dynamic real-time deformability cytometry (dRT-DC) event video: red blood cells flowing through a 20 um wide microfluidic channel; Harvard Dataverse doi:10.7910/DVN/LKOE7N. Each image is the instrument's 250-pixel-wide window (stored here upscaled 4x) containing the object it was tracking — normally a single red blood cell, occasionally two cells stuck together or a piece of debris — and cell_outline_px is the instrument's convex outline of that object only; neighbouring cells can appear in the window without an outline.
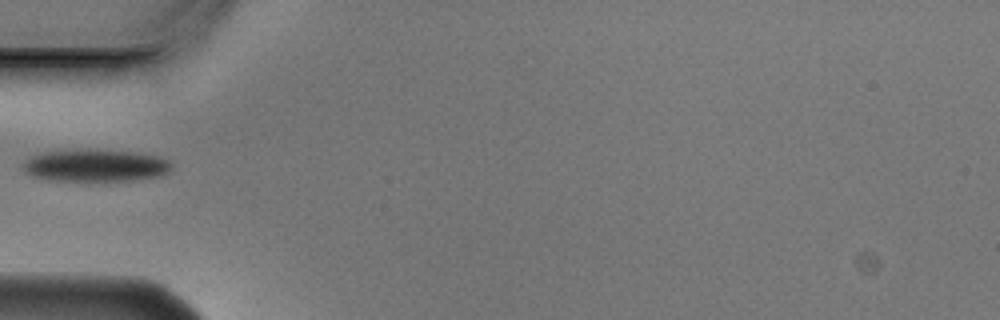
{"species": "Egyptian fruit bat (a non-hibernating species)", "species_latin": "Rousettus aegyptiacus", "temperature_condition": "cold", "stored_images_in_passage": 2, "camera_frame_rate_fps": 3000, "um_per_image_px": 0.085, "animal": {"sex": "male"}, "frame": {"image": 1, "passage_image": 1, "time_ms": 0.0, "image_size_px": [1000, 320], "cell_outline_px": [[172, 168], [168, 172], [160, 176], [136, 180], [48, 180], [32, 176], [24, 172], [20, 164], [24, 160], [40, 152], [80, 148], [136, 152], [160, 156], [168, 160], [172, 164]], "centroid_in_image_um": [8.07, 14.04], "position_along_channel_um": 76.9, "area_um2": 28.5}}
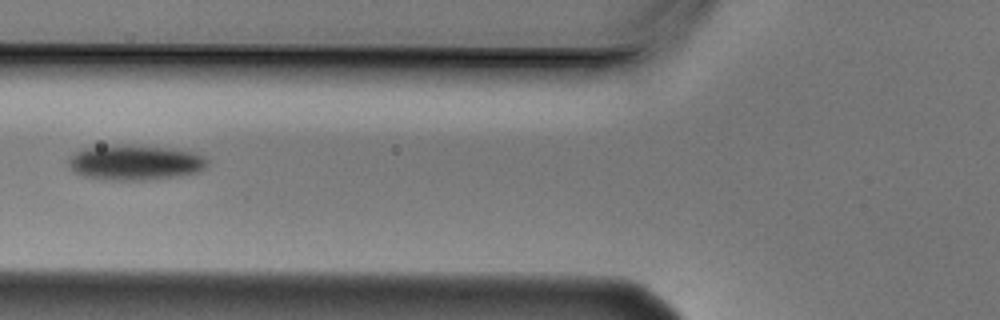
{"frame": {"image": 2, "passage_image": 2, "time_ms": 0.333, "image_size_px": [1000, 320], "cell_outline_px": [[208, 164], [200, 172], [180, 176], [152, 180], [100, 180], [84, 176], [76, 172], [68, 164], [68, 160], [76, 152], [88, 148], [116, 144], [132, 144], [172, 148], [192, 152], [204, 156], [208, 160]], "centroid_in_image_um": [11.53, 13.82], "position_along_channel_um": 114.3, "area_um2": 28.84}}